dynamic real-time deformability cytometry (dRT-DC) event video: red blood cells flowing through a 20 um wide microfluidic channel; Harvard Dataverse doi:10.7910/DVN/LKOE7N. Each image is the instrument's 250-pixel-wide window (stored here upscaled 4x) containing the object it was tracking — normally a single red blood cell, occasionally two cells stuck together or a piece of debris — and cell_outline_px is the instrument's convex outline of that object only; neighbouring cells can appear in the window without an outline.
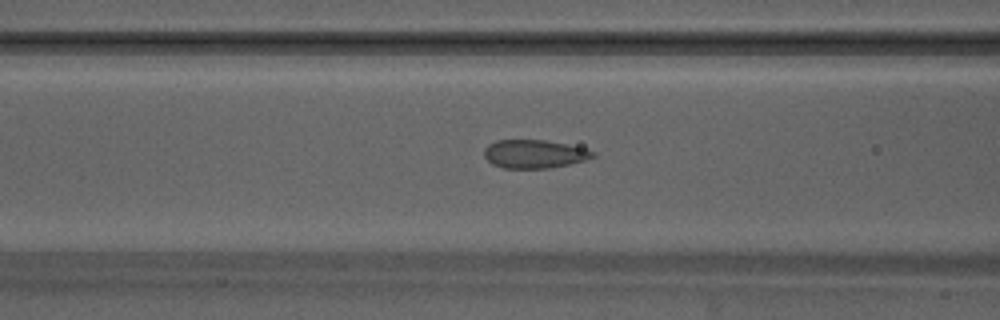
{"species": "Egyptian fruit bat (a non-hibernating species)", "species_latin": "Rousettus aegyptiacus", "temperature_condition": "warm", "stored_images_in_passage": 15, "camera_frame_rate_fps": 3000, "um_per_image_px": 0.085, "animal": {"sex": "male"}, "frame": {"image": 1, "passage_image": 13, "time_ms": 4.0, "image_size_px": [1000, 320], "cell_outline_px": [[596, 156], [584, 160], [568, 164], [548, 168], [504, 168], [492, 164], [484, 156], [484, 148], [488, 144], [496, 140], [544, 140], [584, 148], [596, 152]], "centroid_in_image_um": [45.39, 13.08], "position_along_channel_um": 121.2, "area_um2": 17.86}}